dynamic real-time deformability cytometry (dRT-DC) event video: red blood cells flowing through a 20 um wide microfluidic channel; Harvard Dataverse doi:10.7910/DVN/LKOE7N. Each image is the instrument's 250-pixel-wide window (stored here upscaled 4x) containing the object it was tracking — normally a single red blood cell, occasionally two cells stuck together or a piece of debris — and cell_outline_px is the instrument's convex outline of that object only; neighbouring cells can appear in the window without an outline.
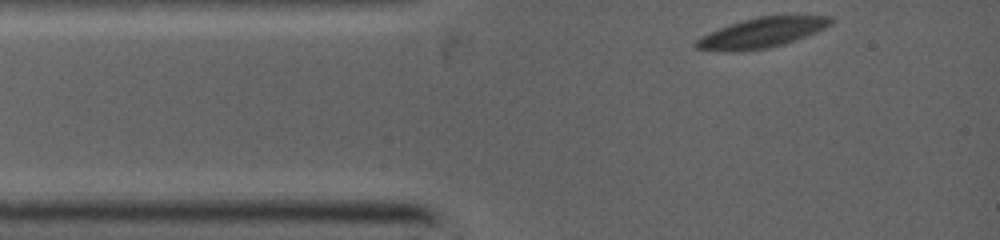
{"species": "common noctule bat (a hibernating species)", "species_latin": "Nyctalus noctula", "temperature_condition": "warm", "stored_images_in_passage": 56, "camera_frame_rate_fps": 5000, "um_per_image_px": 0.085, "animal": {"sex": "female", "body_mass_g": 19.0, "forearm_length_mm": 53.3}, "frame": {"image": 1, "passage_image": 1, "time_ms": 0.0, "image_size_px": [1000, 240], "cell_outline_px": [[836, 20], [832, 24], [816, 32], [784, 44], [768, 48], [736, 52], [724, 52], [696, 48], [696, 40], [720, 28], [744, 20], [760, 16], [832, 16]], "centroid_in_image_um": [64.81, 2.79], "position_along_channel_um": 20.2, "area_um2": 23.18}}
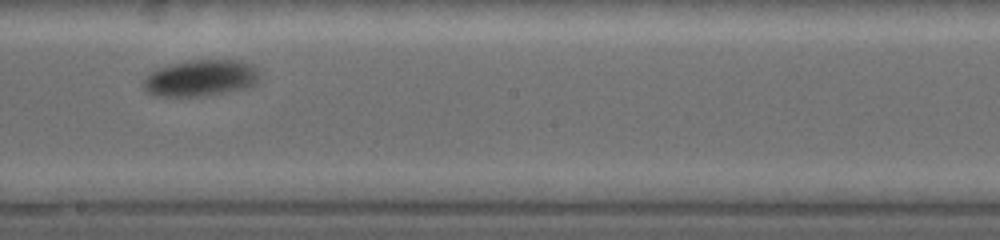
{"frame": {"image": 2, "passage_image": 31, "time_ms": 5.4, "image_size_px": [1000, 240], "cell_outline_px": [[260, 72], [256, 84], [248, 88], [200, 96], [156, 96], [148, 92], [140, 84], [156, 68], [172, 64], [192, 60], [240, 60], [252, 64]], "centroid_in_image_um": [17.08, 6.63], "position_along_channel_um": 231.1, "area_um2": 24.68}}
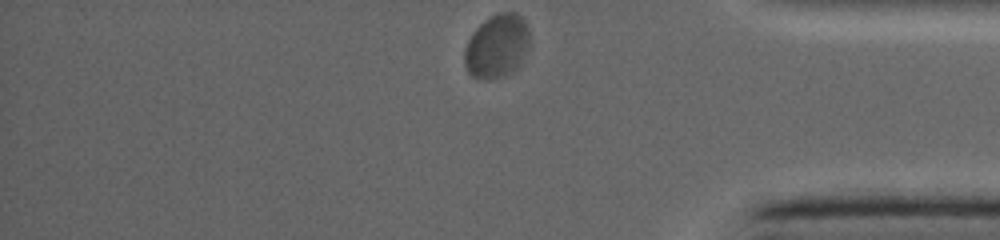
{"frame": {"image": 3, "passage_image": 55, "time_ms": 9.4, "image_size_px": [1000, 240], "cell_outline_px": [[528, 48], [524, 56], [516, 68], [512, 72], [504, 76], [484, 80], [472, 76], [468, 72], [464, 64], [464, 48], [472, 32], [484, 20], [500, 12], [516, 12], [524, 20], [528, 28]], "centroid_in_image_um": [42.21, 3.93], "position_along_channel_um": 393.0, "area_um2": 24.1}}